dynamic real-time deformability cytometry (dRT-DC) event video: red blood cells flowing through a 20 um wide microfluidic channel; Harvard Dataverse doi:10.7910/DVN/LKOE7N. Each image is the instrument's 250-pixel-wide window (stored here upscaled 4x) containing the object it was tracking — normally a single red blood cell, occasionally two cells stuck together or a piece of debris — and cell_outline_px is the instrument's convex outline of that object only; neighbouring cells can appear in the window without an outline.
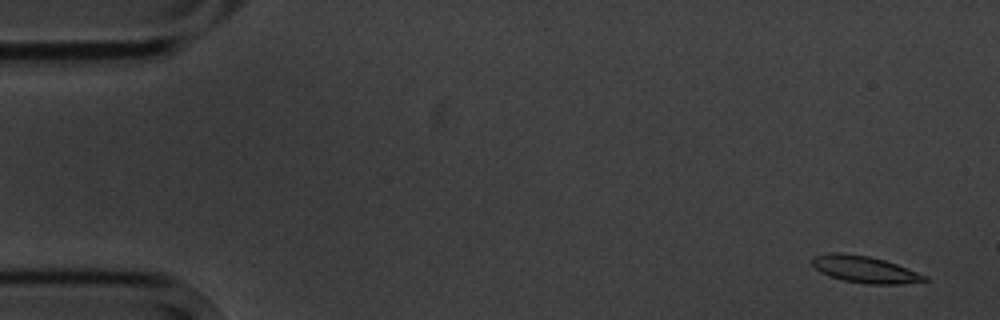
{"species": "common noctule bat (a hibernating species)", "species_latin": "Nyctalus noctula", "temperature_condition": "cold", "stored_images_in_passage": 5, "camera_frame_rate_fps": 3000, "um_per_image_px": 0.085, "animal": {"sex": "male", "body_mass_g": 20.1, "forearm_length_mm": 53.5}, "frame": {"image": 1, "passage_image": 1, "time_ms": 0.0, "image_size_px": [1000, 320], "cell_outline_px": [[928, 280], [900, 284], [868, 284], [844, 280], [828, 276], [820, 272], [812, 264], [812, 256], [828, 252], [844, 252], [868, 256], [884, 260], [896, 264], [928, 276]], "centroid_in_image_um": [73.46, 22.88], "position_along_channel_um": 11.5, "area_um2": 17.57}}